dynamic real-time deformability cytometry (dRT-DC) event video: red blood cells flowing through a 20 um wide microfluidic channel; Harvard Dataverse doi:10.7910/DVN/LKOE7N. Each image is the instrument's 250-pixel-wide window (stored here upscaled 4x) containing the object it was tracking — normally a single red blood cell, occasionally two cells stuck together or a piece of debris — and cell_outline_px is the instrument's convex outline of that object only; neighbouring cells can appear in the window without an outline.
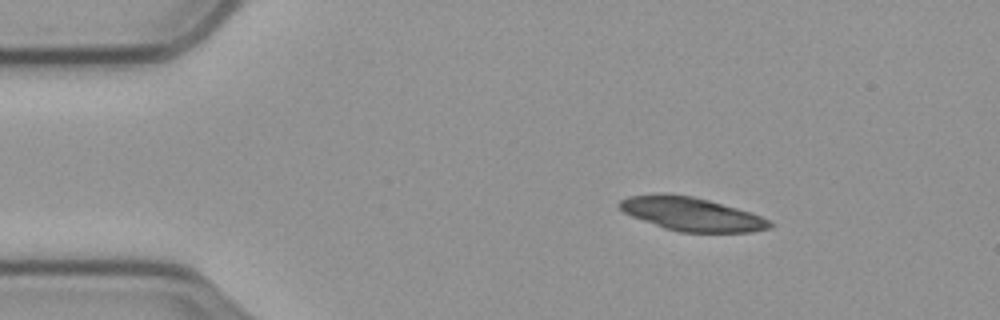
{"species": "common noctule bat (a hibernating species)", "species_latin": "Nyctalus noctula", "temperature_condition": "cold", "stored_images_in_passage": 49, "camera_frame_rate_fps": 3000, "um_per_image_px": 0.085, "animal": {"sex": "male", "body_mass_g": 23.1, "forearm_length_mm": 52.7}, "frame": {"image": 1, "passage_image": 1, "time_ms": 0.0, "image_size_px": [1000, 320], "cell_outline_px": [[772, 228], [752, 232], [680, 232], [664, 228], [632, 216], [624, 212], [616, 204], [620, 200], [628, 196], [664, 192], [692, 196], [708, 200], [736, 208], [760, 216], [768, 220], [772, 224]], "centroid_in_image_um": [58.73, 18.18], "position_along_channel_um": 26.3, "area_um2": 29.3}}